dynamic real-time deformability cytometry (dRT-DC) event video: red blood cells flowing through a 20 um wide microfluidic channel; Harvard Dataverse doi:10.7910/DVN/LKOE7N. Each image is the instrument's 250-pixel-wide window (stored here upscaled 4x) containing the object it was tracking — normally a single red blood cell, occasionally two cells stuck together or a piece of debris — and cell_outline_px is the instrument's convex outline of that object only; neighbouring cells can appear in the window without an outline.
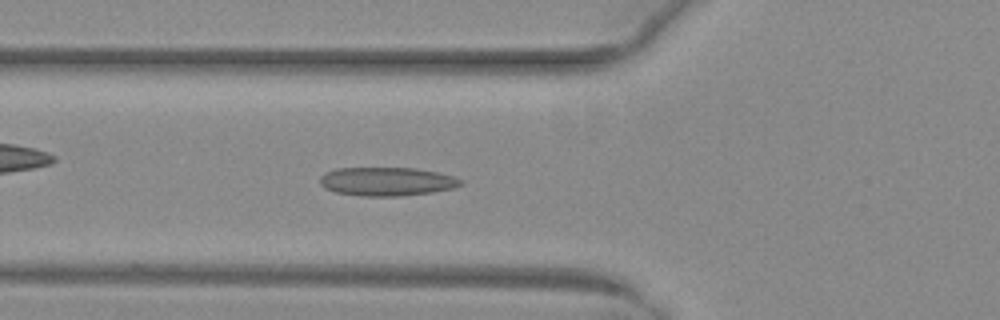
{"species": "common noctule bat (a hibernating species)", "species_latin": "Nyctalus noctula", "temperature_condition": "warm", "stored_images_in_passage": 33, "camera_frame_rate_fps": 3000, "um_per_image_px": 0.085, "animal": {"sex": "female", "body_mass_g": 29.2, "forearm_length_mm": 56.3}, "frame": {"image": 1, "passage_image": 7, "time_ms": 2.0, "image_size_px": [1000, 320], "cell_outline_px": [[464, 184], [452, 188], [432, 192], [400, 196], [360, 196], [336, 192], [324, 188], [320, 184], [320, 176], [324, 172], [336, 168], [416, 168], [436, 172], [452, 176], [464, 180]], "centroid_in_image_um": [32.86, 15.42], "position_along_channel_um": 92.9, "area_um2": 23.58}}
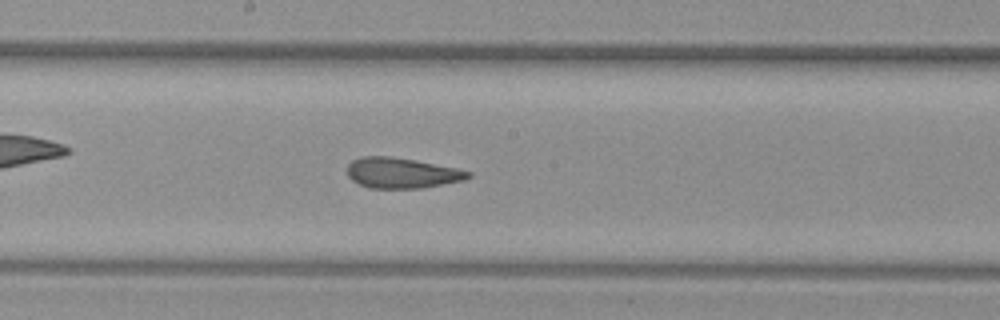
{"frame": {"image": 2, "passage_image": 16, "time_ms": 5.0, "image_size_px": [1000, 320], "cell_outline_px": [[472, 176], [464, 180], [420, 188], [368, 188], [352, 180], [348, 176], [348, 164], [352, 160], [364, 156], [388, 156], [412, 160], [456, 168], [472, 172]], "centroid_in_image_um": [34.13, 14.71], "position_along_channel_um": 214.1, "area_um2": 21.21}}
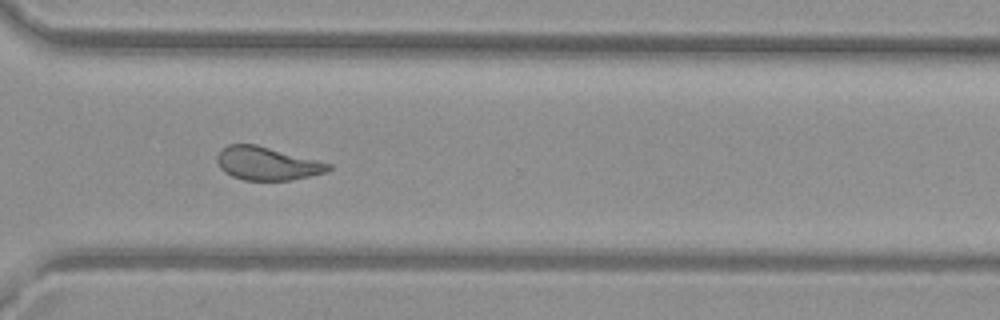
{"frame": {"image": 3, "passage_image": 26, "time_ms": 8.333, "image_size_px": [1000, 320], "cell_outline_px": [[332, 168], [324, 172], [312, 176], [292, 180], [244, 180], [232, 176], [224, 172], [220, 168], [216, 160], [216, 156], [220, 148], [228, 144], [256, 144], [332, 164]], "centroid_in_image_um": [22.66, 13.89], "position_along_channel_um": 347.9, "area_um2": 21.68}, "authors_computed_cell_mechanics": {"area_um2": 22.1952, "velocity_mm_per_s": 4.0215, "shape_relaxation_time_tau1_ms": null, "shape_relaxation_time_tau2_ms": 1.9008, "deformation_change_tau1": null, "deformation_change_tau2": 0.0935}}